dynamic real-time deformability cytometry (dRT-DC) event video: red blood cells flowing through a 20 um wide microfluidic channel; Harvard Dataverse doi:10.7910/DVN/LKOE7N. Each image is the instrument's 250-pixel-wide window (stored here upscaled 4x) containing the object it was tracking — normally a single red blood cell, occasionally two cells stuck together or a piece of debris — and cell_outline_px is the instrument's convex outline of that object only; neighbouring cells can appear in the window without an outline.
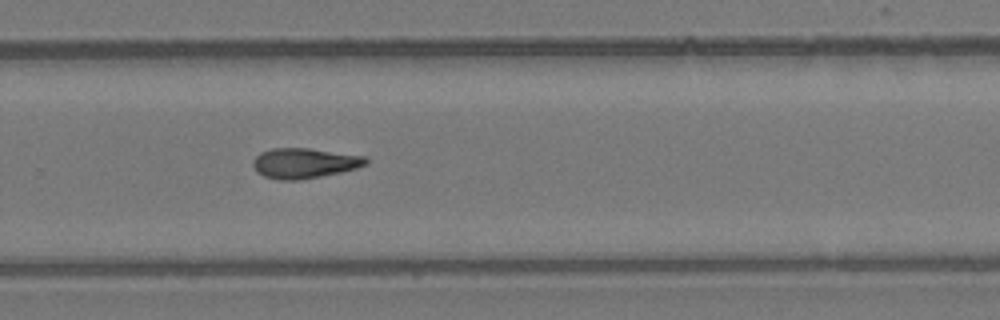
{"species": "common noctule bat (a hibernating species)", "species_latin": "Nyctalus noctula", "temperature_condition": "room temperature", "stored_images_in_passage": 10, "camera_frame_rate_fps": 3000, "um_per_image_px": 0.085, "animal": {"sex": "female", "body_mass_g": 24.6, "forearm_length_mm": 56.2}, "frame": {"image": 1, "passage_image": 10, "time_ms": 3.0, "image_size_px": [1000, 320], "cell_outline_px": [[368, 164], [356, 168], [340, 172], [300, 180], [280, 180], [264, 176], [256, 172], [252, 164], [252, 160], [260, 152], [272, 148], [308, 148], [364, 156], [368, 160]], "centroid_in_image_um": [25.83, 13.86], "position_along_channel_um": 304.0, "area_um2": 19.83}}